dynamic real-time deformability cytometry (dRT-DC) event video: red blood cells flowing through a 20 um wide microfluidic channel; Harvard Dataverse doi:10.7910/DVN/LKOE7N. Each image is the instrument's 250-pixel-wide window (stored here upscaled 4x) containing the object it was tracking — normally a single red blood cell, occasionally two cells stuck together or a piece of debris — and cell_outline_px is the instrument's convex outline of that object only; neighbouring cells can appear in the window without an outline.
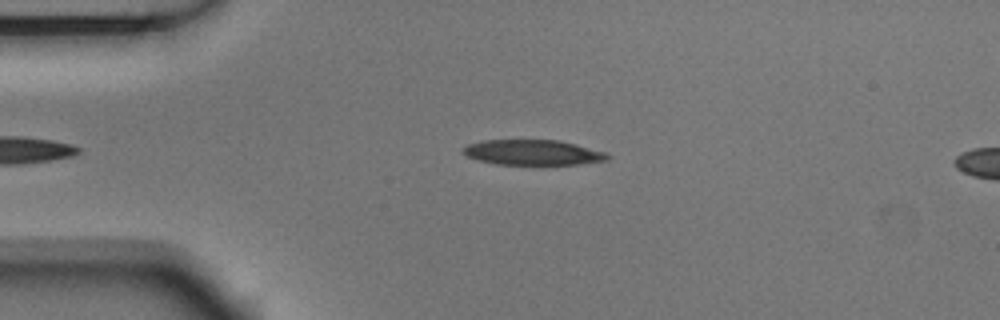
{"species": "Egyptian fruit bat (a non-hibernating species)", "species_latin": "Rousettus aegyptiacus", "temperature_condition": "room temperature", "stored_images_in_passage": 2, "camera_frame_rate_fps": 3000, "um_per_image_px": 0.085, "animal": {"sex": "male"}, "frame": {"image": 1, "passage_image": 1, "time_ms": 0.0, "image_size_px": [1000, 320], "cell_outline_px": [[612, 156], [608, 160], [580, 164], [544, 168], [496, 164], [476, 160], [460, 152], [468, 144], [484, 140], [560, 140], [608, 152]], "centroid_in_image_um": [45.36, 13.01], "position_along_channel_um": 39.6, "area_um2": 22.6}}